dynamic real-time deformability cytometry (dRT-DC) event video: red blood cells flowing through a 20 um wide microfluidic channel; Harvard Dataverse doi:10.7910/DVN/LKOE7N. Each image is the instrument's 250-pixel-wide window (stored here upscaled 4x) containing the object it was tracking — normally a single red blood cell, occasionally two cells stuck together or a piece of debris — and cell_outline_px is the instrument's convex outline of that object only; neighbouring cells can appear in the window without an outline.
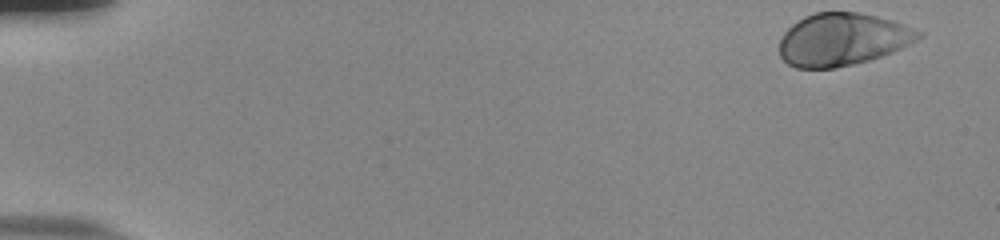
{"species": "human", "species_latin": "Homo sapiens", "temperature_condition": "room temperature", "stored_images_in_passage": 53, "camera_frame_rate_fps": 3000, "um_per_image_px": 0.085, "donor": {"sex": "male"}, "frame": {"image": 1, "passage_image": 1, "time_ms": 0.0, "image_size_px": [1000, 240], "cell_outline_px": [[924, 36], [892, 52], [868, 60], [852, 64], [832, 68], [796, 68], [788, 64], [780, 56], [780, 40], [784, 32], [792, 24], [804, 16], [816, 12], [860, 12], [892, 20], [904, 24], [924, 32]], "centroid_in_image_um": [71.61, 3.34], "position_along_channel_um": 13.4, "area_um2": 42.48}}
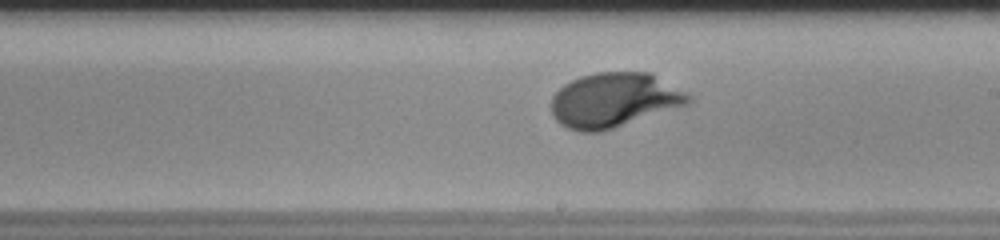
{"frame": {"image": 2, "passage_image": 31, "time_ms": 10.0, "image_size_px": [1000, 240], "cell_outline_px": [[692, 100], [688, 104], [600, 132], [580, 132], [568, 128], [560, 124], [552, 116], [552, 96], [564, 84], [580, 76], [596, 72], [652, 72], [692, 96]], "centroid_in_image_um": [52.19, 8.5], "position_along_channel_um": 236.8, "area_um2": 43.52}}
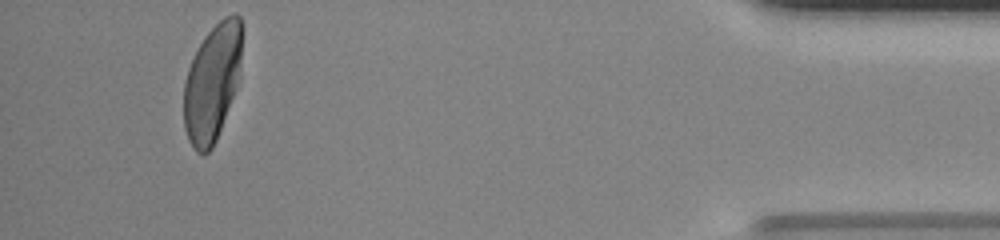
{"frame": {"image": 3, "passage_image": 50, "time_ms": 16.333, "image_size_px": [1000, 240], "cell_outline_px": [[240, 80], [216, 140], [212, 148], [204, 156], [196, 152], [192, 148], [188, 140], [184, 128], [184, 80], [188, 68], [204, 36], [224, 16], [232, 12], [236, 12], [240, 16]], "centroid_in_image_um": [18.03, 7.07], "position_along_channel_um": 417.2, "area_um2": 39.82}, "authors_computed_cell_mechanics": {"area_um2": 41.8472, "velocity_mm_per_s": 3.7522, "shape_relaxation_time_tau1_ms": 2.9173, "shape_relaxation_time_tau2_ms": null, "deformation_change_tau1": 0.1821, "deformation_change_tau2": null}}